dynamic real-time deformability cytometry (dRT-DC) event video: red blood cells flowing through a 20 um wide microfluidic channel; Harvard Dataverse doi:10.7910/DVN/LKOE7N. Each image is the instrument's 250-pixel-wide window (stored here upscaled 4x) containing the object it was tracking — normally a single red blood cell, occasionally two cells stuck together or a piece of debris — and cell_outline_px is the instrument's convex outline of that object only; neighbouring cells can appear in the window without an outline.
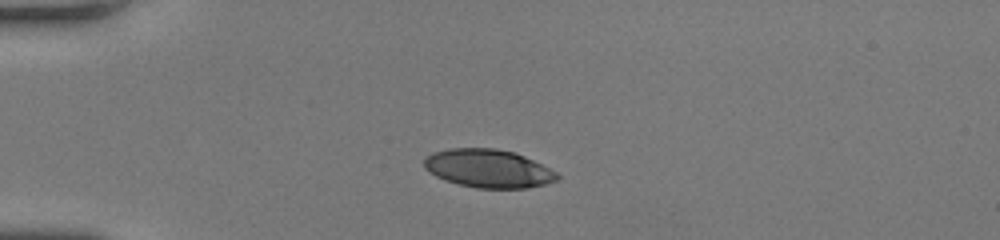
{"species": "human", "species_latin": "Homo sapiens", "temperature_condition": "room temperature", "stored_images_in_passage": 37, "camera_frame_rate_fps": 3000, "um_per_image_px": 0.085, "donor": {"sex": "female"}, "frame": {"image": 1, "passage_image": 1, "time_ms": 0.0, "image_size_px": [1000, 240], "cell_outline_px": [[560, 180], [528, 188], [476, 188], [444, 180], [428, 172], [424, 168], [424, 160], [432, 152], [448, 148], [496, 148], [512, 152], [524, 156], [556, 172], [560, 176]], "centroid_in_image_um": [41.48, 14.32], "position_along_channel_um": 43.5, "area_um2": 29.65}}
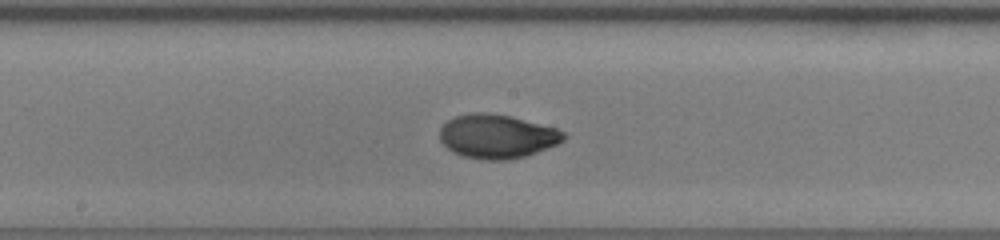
{"frame": {"image": 2, "passage_image": 15, "time_ms": 4.667, "image_size_px": [1000, 240], "cell_outline_px": [[568, 136], [560, 144], [524, 156], [508, 160], [480, 160], [460, 156], [452, 152], [440, 140], [440, 128], [448, 120], [456, 116], [472, 112], [484, 112], [512, 116], [556, 128], [564, 132]], "centroid_in_image_um": [42.26, 11.6], "position_along_channel_um": 205.9, "area_um2": 32.02}}
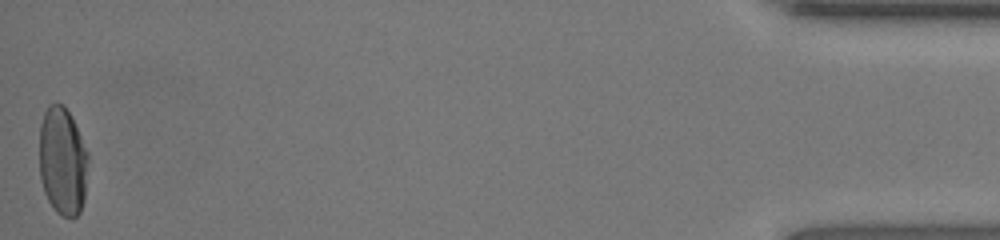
{"frame": {"image": 3, "passage_image": 37, "time_ms": 12.0, "image_size_px": [1000, 240], "cell_outline_px": [[88, 160], [84, 200], [80, 212], [72, 220], [56, 212], [52, 208], [44, 192], [40, 180], [40, 124], [44, 112], [48, 104], [56, 100], [64, 104], [72, 116], [88, 152]], "centroid_in_image_um": [5.32, 13.67], "position_along_channel_um": 429.9, "area_um2": 31.44}, "authors_computed_cell_mechanics": {"area_um2": 31.0964, "velocity_mm_per_s": 4.2659, "shape_relaxation_time_tau1_ms": 4.6495, "shape_relaxation_time_tau2_ms": null, "deformation_change_tau1": 0.1983, "deformation_change_tau2": null}}